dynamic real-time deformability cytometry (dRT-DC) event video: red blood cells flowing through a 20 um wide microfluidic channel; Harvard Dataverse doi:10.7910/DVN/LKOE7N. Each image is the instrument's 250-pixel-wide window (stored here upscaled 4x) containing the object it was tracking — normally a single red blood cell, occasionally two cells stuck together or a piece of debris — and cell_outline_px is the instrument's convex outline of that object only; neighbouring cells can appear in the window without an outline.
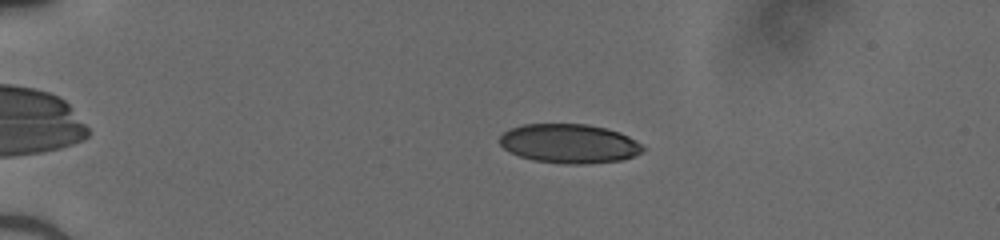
{"species": "human", "species_latin": "Homo sapiens", "temperature_condition": "cold", "stored_images_in_passage": 47, "camera_frame_rate_fps": 3000, "um_per_image_px": 0.085, "donor": {"sex": "male"}, "frame": {"image": 1, "passage_image": 9, "time_ms": 2.667, "image_size_px": [1000, 240], "cell_outline_px": [[648, 148], [632, 156], [620, 160], [584, 164], [564, 164], [532, 160], [520, 156], [504, 148], [500, 144], [500, 136], [504, 132], [512, 128], [524, 124], [588, 124], [620, 132], [636, 140]], "centroid_in_image_um": [48.41, 12.2], "position_along_channel_um": 36.6, "area_um2": 32.6}}
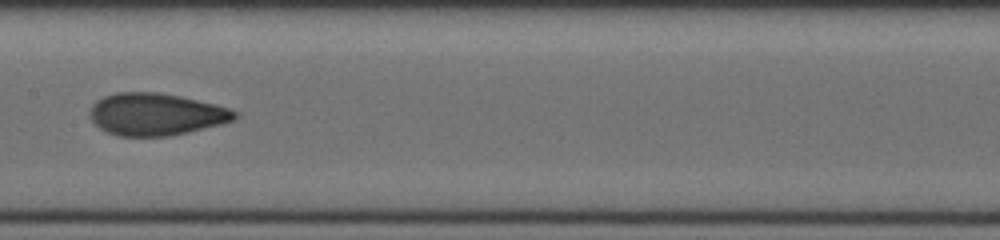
{"frame": {"image": 2, "passage_image": 25, "time_ms": 8.0, "image_size_px": [1000, 240], "cell_outline_px": [[240, 116], [236, 120], [224, 124], [188, 132], [168, 136], [116, 136], [100, 128], [92, 120], [92, 104], [96, 100], [104, 96], [116, 92], [156, 92], [180, 96], [216, 104], [228, 108], [236, 112]], "centroid_in_image_um": [13.31, 9.71], "position_along_channel_um": 194.1, "area_um2": 35.66}}
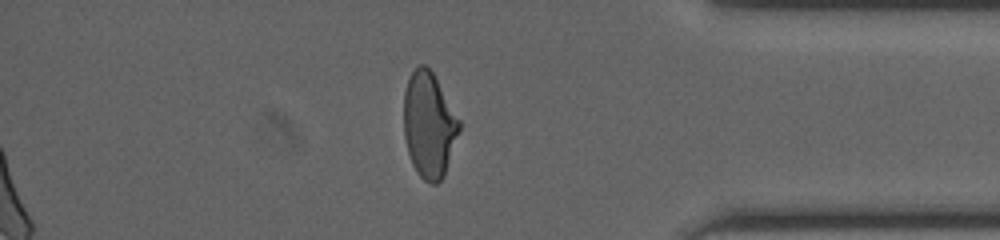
{"frame": {"image": 3, "passage_image": 41, "time_ms": 13.333, "image_size_px": [1000, 240], "cell_outline_px": [[460, 132], [444, 176], [436, 184], [432, 184], [424, 180], [416, 172], [412, 164], [408, 152], [404, 136], [404, 92], [408, 80], [412, 72], [420, 64], [424, 64], [432, 72], [460, 120]], "centroid_in_image_um": [36.47, 10.65], "position_along_channel_um": 398.7, "area_um2": 33.99}}